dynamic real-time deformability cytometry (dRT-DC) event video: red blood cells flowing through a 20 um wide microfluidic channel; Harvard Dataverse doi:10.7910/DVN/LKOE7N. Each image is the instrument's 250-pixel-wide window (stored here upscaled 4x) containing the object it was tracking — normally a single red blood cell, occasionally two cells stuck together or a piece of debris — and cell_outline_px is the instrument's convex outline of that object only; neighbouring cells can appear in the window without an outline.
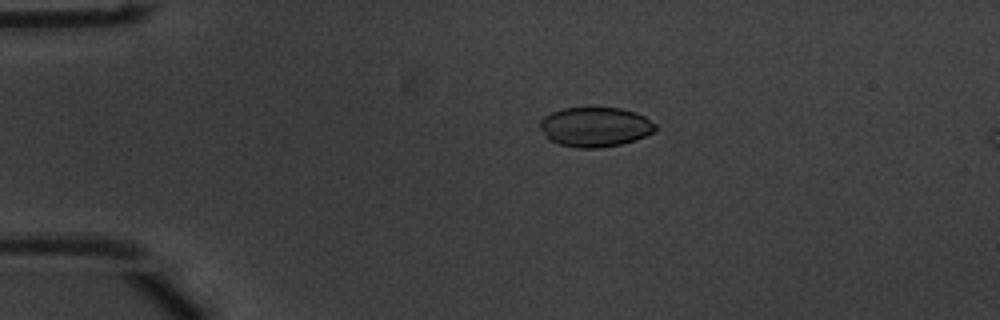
{"species": "common noctule bat (a hibernating species)", "species_latin": "Nyctalus noctula", "temperature_condition": "warm", "stored_images_in_passage": 7, "camera_frame_rate_fps": 3000, "um_per_image_px": 0.085, "animal": {"sex": "male", "body_mass_g": 20.1, "forearm_length_mm": 53.5}, "frame": {"image": 1, "passage_image": 2, "time_ms": 0.333, "image_size_px": [1000, 320], "cell_outline_px": [[656, 128], [652, 132], [644, 136], [620, 144], [600, 148], [576, 148], [560, 144], [552, 140], [540, 128], [540, 120], [544, 116], [552, 112], [564, 108], [620, 108], [636, 112], [644, 116], [656, 124]], "centroid_in_image_um": [50.59, 10.78], "position_along_channel_um": 34.4, "area_um2": 26.3}}